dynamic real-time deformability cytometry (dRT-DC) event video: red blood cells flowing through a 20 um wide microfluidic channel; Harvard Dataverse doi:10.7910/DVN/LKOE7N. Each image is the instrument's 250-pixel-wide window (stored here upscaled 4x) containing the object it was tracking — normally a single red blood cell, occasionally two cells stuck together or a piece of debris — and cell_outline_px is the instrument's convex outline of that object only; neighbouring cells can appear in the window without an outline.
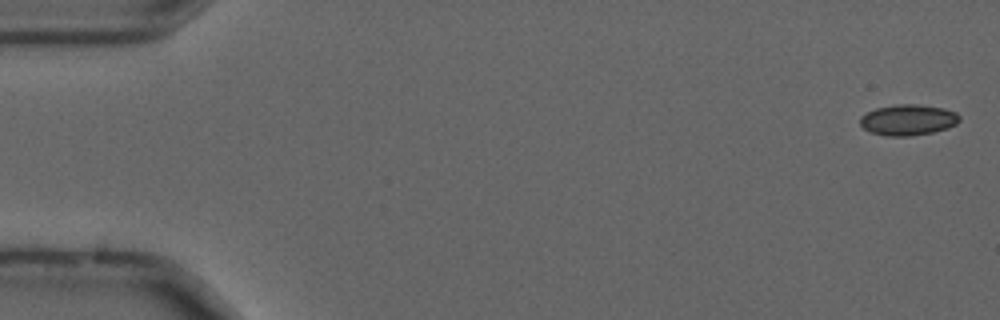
{"species": "common noctule bat (a hibernating species)", "species_latin": "Nyctalus noctula", "temperature_condition": "cold", "stored_images_in_passage": 56, "camera_frame_rate_fps": 3000, "um_per_image_px": 0.085, "animal": {"sex": "male", "forearm_length_mm": 52.5}, "frame": {"image": 1, "passage_image": 2, "time_ms": 0.333, "image_size_px": [1000, 320], "cell_outline_px": [[960, 120], [956, 124], [948, 128], [932, 132], [912, 136], [884, 136], [868, 132], [860, 124], [860, 116], [876, 108], [900, 104], [920, 104], [944, 108], [956, 112], [960, 116]], "centroid_in_image_um": [77.19, 10.19], "position_along_channel_um": 7.8, "area_um2": 18.03}}
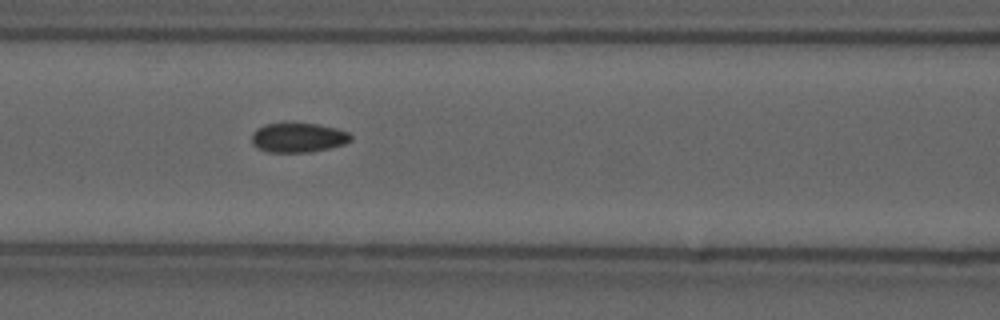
{"frame": {"image": 2, "passage_image": 24, "time_ms": 7.667, "image_size_px": [1000, 320], "cell_outline_px": [[352, 140], [344, 144], [328, 148], [308, 152], [268, 152], [252, 144], [252, 132], [256, 128], [264, 124], [316, 124], [336, 128], [348, 132], [352, 136]], "centroid_in_image_um": [25.34, 11.7], "position_along_channel_um": 141.3, "area_um2": 16.82}}
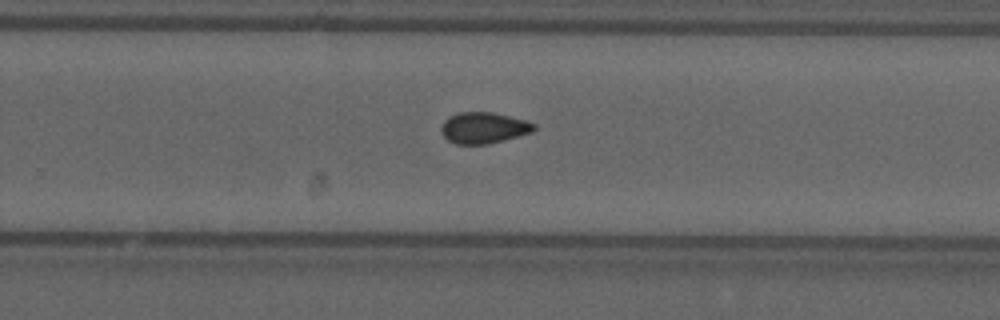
{"frame": {"image": 3, "passage_image": 36, "time_ms": 11.667, "image_size_px": [1000, 320], "cell_outline_px": [[536, 128], [532, 132], [504, 140], [488, 144], [456, 144], [448, 140], [444, 136], [440, 128], [444, 120], [460, 112], [492, 112], [524, 120], [536, 124]], "centroid_in_image_um": [41.11, 10.87], "position_along_channel_um": 288.7, "area_um2": 16.7}, "authors_computed_cell_mechanics": {"area_um2": 17.051, "velocity_mm_per_s": 3.7026, "shape_relaxation_time_tau1_ms": null, "shape_relaxation_time_tau2_ms": 1.4969, "deformation_change_tau1": null, "deformation_change_tau2": 0.0482}}